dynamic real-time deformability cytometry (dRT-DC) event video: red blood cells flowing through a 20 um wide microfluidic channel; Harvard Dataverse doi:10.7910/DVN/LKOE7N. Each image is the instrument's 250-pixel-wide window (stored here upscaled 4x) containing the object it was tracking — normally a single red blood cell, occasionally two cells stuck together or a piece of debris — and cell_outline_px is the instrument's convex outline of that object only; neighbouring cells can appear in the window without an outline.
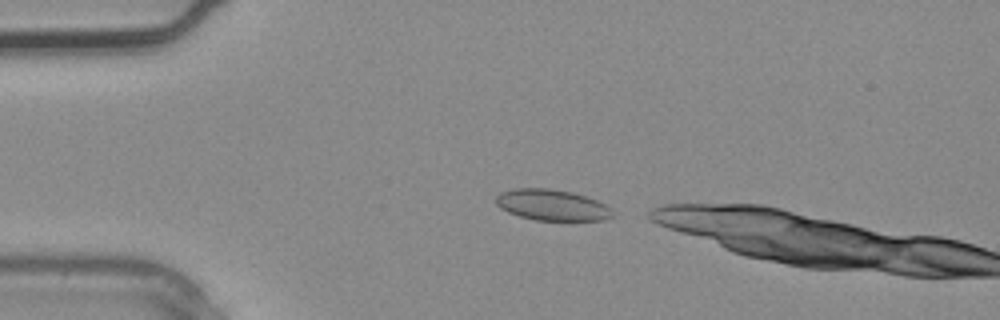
{"species": "common noctule bat (a hibernating species)", "species_latin": "Nyctalus noctula", "temperature_condition": "warm", "stored_images_in_passage": 2, "camera_frame_rate_fps": 3000, "um_per_image_px": 0.085, "animal": {"sex": "male", "body_mass_g": 20.4}, "frame": {"image": 1, "passage_image": 2, "time_ms": 0.333, "image_size_px": [1000, 320], "cell_outline_px": [[616, 216], [604, 220], [536, 220], [520, 216], [508, 212], [500, 208], [496, 204], [496, 196], [500, 192], [516, 188], [548, 188], [572, 192], [588, 196], [612, 208]], "centroid_in_image_um": [46.96, 17.42], "position_along_channel_um": 38.0, "area_um2": 21.27}}